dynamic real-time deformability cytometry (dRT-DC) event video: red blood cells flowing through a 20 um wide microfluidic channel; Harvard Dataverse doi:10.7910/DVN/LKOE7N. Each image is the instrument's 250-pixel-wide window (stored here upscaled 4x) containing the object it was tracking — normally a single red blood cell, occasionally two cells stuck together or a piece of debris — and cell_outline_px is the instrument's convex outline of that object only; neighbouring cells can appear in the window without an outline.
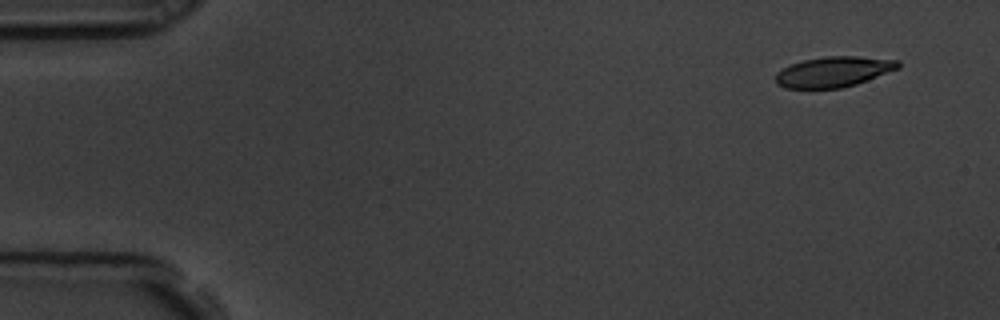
{"species": "common noctule bat (a hibernating species)", "species_latin": "Nyctalus noctula", "temperature_condition": "room temperature", "stored_images_in_passage": 5, "camera_frame_rate_fps": 3000, "um_per_image_px": 0.085, "animal": {"sex": "male", "body_mass_g": 19.5, "forearm_length_mm": 54.6}, "frame": {"image": 1, "passage_image": 1, "time_ms": 0.0, "image_size_px": [1000, 320], "cell_outline_px": [[900, 68], [856, 84], [840, 88], [784, 88], [776, 84], [776, 72], [792, 64], [804, 60], [824, 56], [856, 56], [900, 60]], "centroid_in_image_um": [70.87, 6.1], "position_along_channel_um": 14.1, "area_um2": 21.68}}
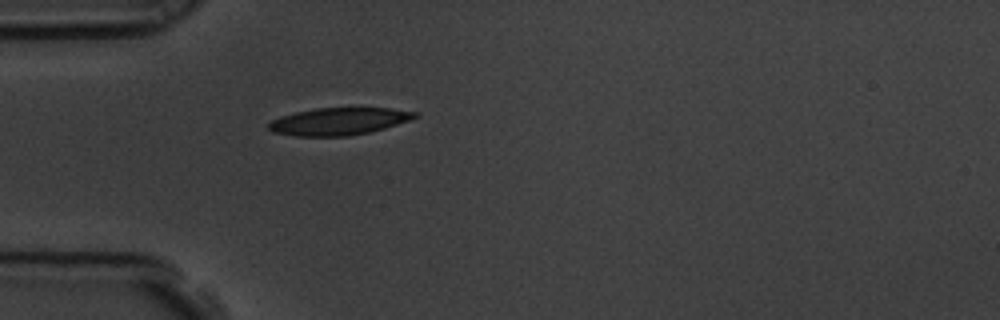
{"frame": {"image": 2, "passage_image": 5, "time_ms": 1.333, "image_size_px": [1000, 320], "cell_outline_px": [[420, 116], [384, 128], [368, 132], [348, 136], [296, 136], [272, 132], [268, 128], [268, 124], [272, 120], [280, 116], [296, 112], [316, 108], [388, 108], [420, 112]], "centroid_in_image_um": [28.79, 10.31], "position_along_channel_um": 56.2, "area_um2": 23.18}}